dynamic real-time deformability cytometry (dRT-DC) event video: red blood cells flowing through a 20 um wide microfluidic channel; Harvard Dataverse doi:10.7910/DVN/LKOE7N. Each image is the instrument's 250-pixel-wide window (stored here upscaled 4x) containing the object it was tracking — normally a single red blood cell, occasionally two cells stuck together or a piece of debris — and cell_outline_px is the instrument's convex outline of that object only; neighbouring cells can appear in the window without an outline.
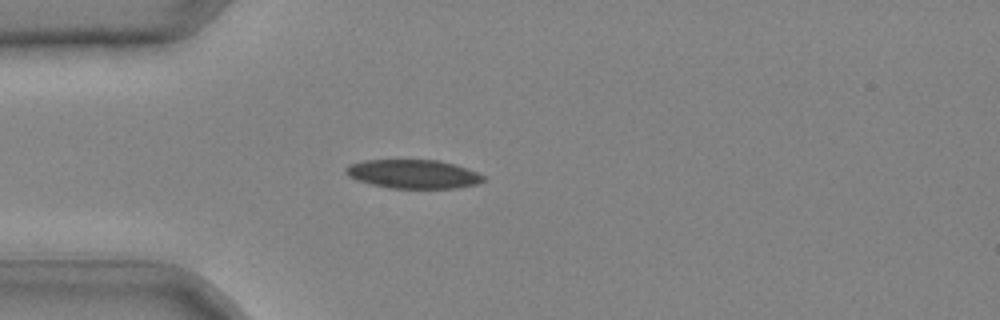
{"species": "common noctule bat (a hibernating species)", "species_latin": "Nyctalus noctula", "temperature_condition": "cold", "stored_images_in_passage": 38, "camera_frame_rate_fps": 3000, "um_per_image_px": 0.085, "animal": {"sex": "male", "body_mass_g": 20.4}, "frame": {"image": 1, "passage_image": 8, "time_ms": 2.333, "image_size_px": [1000, 320], "cell_outline_px": [[488, 180], [476, 184], [456, 188], [392, 188], [372, 184], [356, 180], [348, 176], [344, 172], [344, 168], [348, 164], [364, 160], [436, 160], [456, 164], [468, 168], [484, 176]], "centroid_in_image_um": [35.12, 14.79], "position_along_channel_um": 49.9, "area_um2": 23.24}}
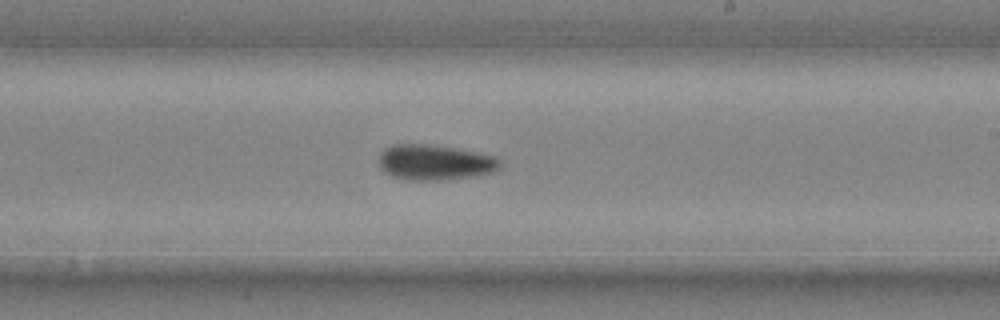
{"frame": {"image": 2, "passage_image": 22, "time_ms": 7.0, "image_size_px": [1000, 320], "cell_outline_px": [[500, 168], [492, 172], [468, 176], [440, 180], [408, 180], [392, 176], [384, 172], [380, 168], [380, 152], [384, 148], [392, 144], [428, 144], [476, 152], [496, 156], [500, 160]], "centroid_in_image_um": [36.92, 13.79], "position_along_channel_um": 252.1, "area_um2": 24.8}}
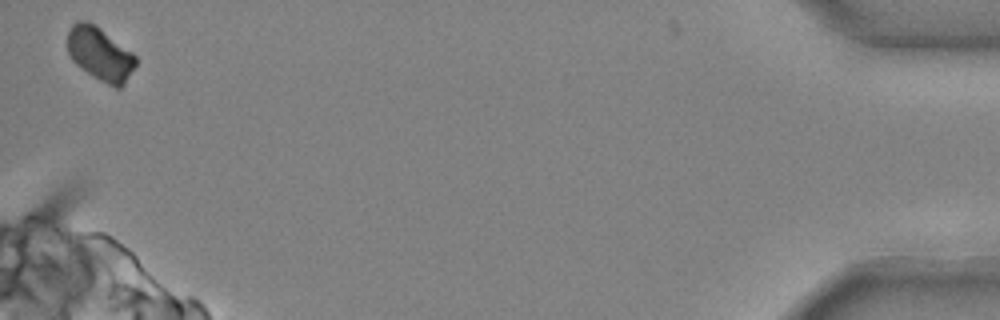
{"frame": {"image": 3, "passage_image": 38, "time_ms": 12.333, "image_size_px": [1000, 320], "cell_outline_px": [[136, 64], [124, 84], [120, 88], [116, 88], [92, 76], [76, 64], [72, 60], [68, 52], [68, 28], [72, 24], [80, 20], [88, 20], [96, 24], [132, 52], [136, 56]], "centroid_in_image_um": [8.49, 4.55], "position_along_channel_um": 426.7, "area_um2": 21.27}}